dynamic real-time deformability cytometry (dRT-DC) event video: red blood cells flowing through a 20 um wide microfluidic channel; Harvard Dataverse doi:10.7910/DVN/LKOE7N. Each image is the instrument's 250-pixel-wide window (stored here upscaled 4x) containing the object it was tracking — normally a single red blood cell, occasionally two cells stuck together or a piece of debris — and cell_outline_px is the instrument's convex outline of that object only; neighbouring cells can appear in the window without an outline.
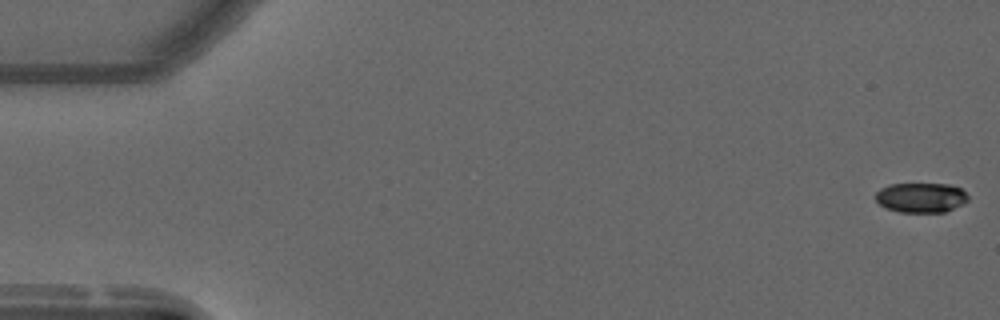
{"species": "common noctule bat (a hibernating species)", "species_latin": "Nyctalus noctula", "temperature_condition": "warm", "stored_images_in_passage": 25, "camera_frame_rate_fps": 3000, "um_per_image_px": 0.085, "animal": {"sex": "male", "forearm_length_mm": 52.5}, "frame": {"image": 1, "passage_image": 1, "time_ms": 0.0, "image_size_px": [1000, 320], "cell_outline_px": [[968, 200], [964, 204], [944, 212], [900, 212], [888, 208], [880, 204], [876, 200], [876, 192], [880, 188], [888, 184], [948, 184], [960, 188], [968, 196]], "centroid_in_image_um": [78.29, 16.79], "position_along_channel_um": 6.7, "area_um2": 16.01}}
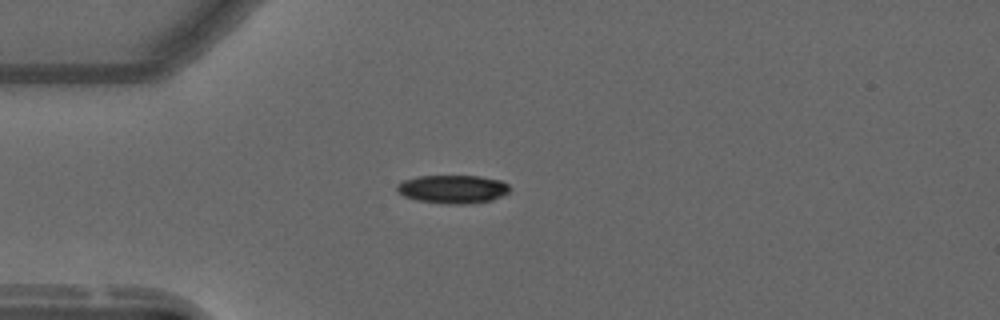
{"frame": {"image": 2, "passage_image": 15, "time_ms": 4.667, "image_size_px": [1000, 320], "cell_outline_px": [[508, 192], [492, 200], [464, 204], [448, 204], [416, 200], [404, 196], [396, 192], [396, 184], [404, 180], [416, 176], [480, 176], [500, 180], [508, 184]], "centroid_in_image_um": [38.43, 16.07], "position_along_channel_um": 46.6, "area_um2": 18.61}}
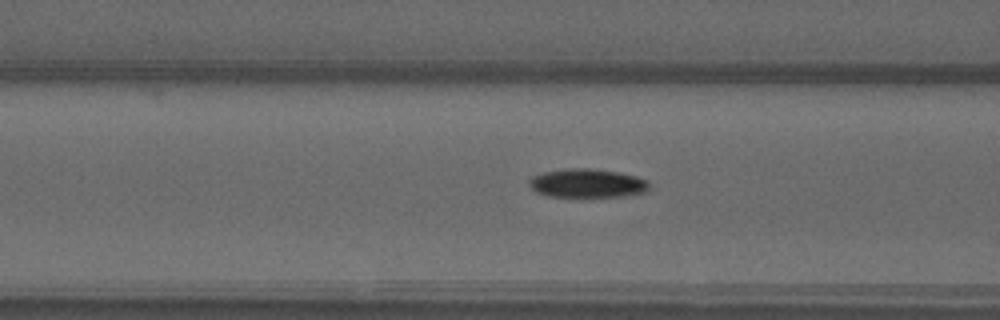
{"frame": {"image": 3, "passage_image": 22, "time_ms": 7.0, "image_size_px": [1000, 320], "cell_outline_px": [[652, 184], [648, 192], [624, 196], [592, 200], [548, 196], [536, 192], [528, 184], [528, 180], [532, 176], [544, 172], [564, 168], [588, 168], [620, 172], [636, 176], [648, 180]], "centroid_in_image_um": [49.96, 15.63], "position_along_channel_um": 116.6, "area_um2": 21.44}}